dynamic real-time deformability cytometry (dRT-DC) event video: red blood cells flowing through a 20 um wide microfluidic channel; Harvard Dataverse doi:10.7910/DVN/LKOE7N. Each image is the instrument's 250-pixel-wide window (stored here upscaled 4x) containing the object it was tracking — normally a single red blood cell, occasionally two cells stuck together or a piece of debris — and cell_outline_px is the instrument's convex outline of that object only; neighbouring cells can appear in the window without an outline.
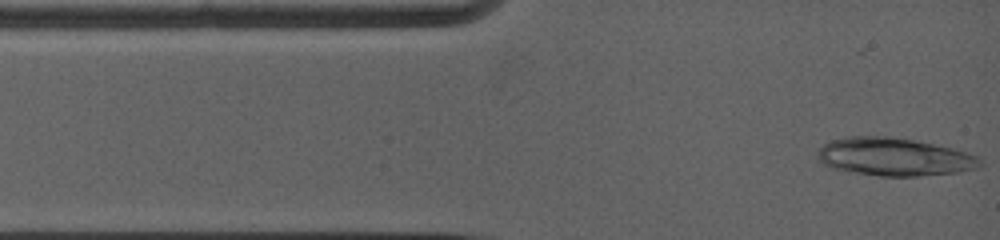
{"species": "common noctule bat (a hibernating species)", "species_latin": "Nyctalus noctula", "temperature_condition": "warm", "stored_images_in_passage": 5, "camera_frame_rate_fps": 5000, "um_per_image_px": 0.085, "animal": {"sex": "female", "body_mass_g": 19.0, "forearm_length_mm": 53.3}, "frame": {"image": 1, "passage_image": 1, "time_ms": 0.0, "image_size_px": [1000, 240], "cell_outline_px": [[984, 164], [980, 168], [960, 172], [920, 176], [880, 176], [848, 172], [832, 168], [816, 160], [816, 152], [828, 140], [852, 136], [888, 136], [912, 140], [952, 148], [976, 156], [984, 160]], "centroid_in_image_um": [75.99, 13.35], "position_along_channel_um": 9.0, "area_um2": 36.36}}